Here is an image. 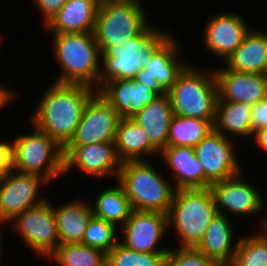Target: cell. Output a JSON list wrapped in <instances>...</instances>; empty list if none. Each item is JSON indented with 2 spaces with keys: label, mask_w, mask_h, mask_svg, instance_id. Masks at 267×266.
<instances>
[{
  "label": "cell",
  "mask_w": 267,
  "mask_h": 266,
  "mask_svg": "<svg viewBox=\"0 0 267 266\" xmlns=\"http://www.w3.org/2000/svg\"><path fill=\"white\" fill-rule=\"evenodd\" d=\"M33 114V125L64 148L72 138L88 99L97 91L83 84H49Z\"/></svg>",
  "instance_id": "1"
},
{
  "label": "cell",
  "mask_w": 267,
  "mask_h": 266,
  "mask_svg": "<svg viewBox=\"0 0 267 266\" xmlns=\"http://www.w3.org/2000/svg\"><path fill=\"white\" fill-rule=\"evenodd\" d=\"M60 75L53 82L83 84L99 90L101 51L94 33L51 34ZM62 72V73H61Z\"/></svg>",
  "instance_id": "2"
},
{
  "label": "cell",
  "mask_w": 267,
  "mask_h": 266,
  "mask_svg": "<svg viewBox=\"0 0 267 266\" xmlns=\"http://www.w3.org/2000/svg\"><path fill=\"white\" fill-rule=\"evenodd\" d=\"M218 211L210 188L177 189L167 213L178 247L196 248Z\"/></svg>",
  "instance_id": "3"
},
{
  "label": "cell",
  "mask_w": 267,
  "mask_h": 266,
  "mask_svg": "<svg viewBox=\"0 0 267 266\" xmlns=\"http://www.w3.org/2000/svg\"><path fill=\"white\" fill-rule=\"evenodd\" d=\"M151 161L121 163L117 182L123 187L133 210L167 214L175 189L170 185L171 179L163 177Z\"/></svg>",
  "instance_id": "4"
},
{
  "label": "cell",
  "mask_w": 267,
  "mask_h": 266,
  "mask_svg": "<svg viewBox=\"0 0 267 266\" xmlns=\"http://www.w3.org/2000/svg\"><path fill=\"white\" fill-rule=\"evenodd\" d=\"M166 94L173 114L215 120L218 88L214 68L202 70L190 63Z\"/></svg>",
  "instance_id": "5"
},
{
  "label": "cell",
  "mask_w": 267,
  "mask_h": 266,
  "mask_svg": "<svg viewBox=\"0 0 267 266\" xmlns=\"http://www.w3.org/2000/svg\"><path fill=\"white\" fill-rule=\"evenodd\" d=\"M145 11L141 0H101L93 32L101 53L141 34L150 25Z\"/></svg>",
  "instance_id": "6"
},
{
  "label": "cell",
  "mask_w": 267,
  "mask_h": 266,
  "mask_svg": "<svg viewBox=\"0 0 267 266\" xmlns=\"http://www.w3.org/2000/svg\"><path fill=\"white\" fill-rule=\"evenodd\" d=\"M33 132L17 134L13 142V170L35 174L49 184L64 176V155L52 138L32 125Z\"/></svg>",
  "instance_id": "7"
},
{
  "label": "cell",
  "mask_w": 267,
  "mask_h": 266,
  "mask_svg": "<svg viewBox=\"0 0 267 266\" xmlns=\"http://www.w3.org/2000/svg\"><path fill=\"white\" fill-rule=\"evenodd\" d=\"M170 33L150 24L141 34L121 46H108L101 53L99 89L110 80L135 78L142 69L141 54H151Z\"/></svg>",
  "instance_id": "8"
},
{
  "label": "cell",
  "mask_w": 267,
  "mask_h": 266,
  "mask_svg": "<svg viewBox=\"0 0 267 266\" xmlns=\"http://www.w3.org/2000/svg\"><path fill=\"white\" fill-rule=\"evenodd\" d=\"M172 33L151 54H141L142 69L135 76L136 80L158 96L167 93L189 65L188 60L180 57L181 45Z\"/></svg>",
  "instance_id": "9"
},
{
  "label": "cell",
  "mask_w": 267,
  "mask_h": 266,
  "mask_svg": "<svg viewBox=\"0 0 267 266\" xmlns=\"http://www.w3.org/2000/svg\"><path fill=\"white\" fill-rule=\"evenodd\" d=\"M47 197L41 204L19 213L9 223L18 237L46 260L60 245L53 204Z\"/></svg>",
  "instance_id": "10"
},
{
  "label": "cell",
  "mask_w": 267,
  "mask_h": 266,
  "mask_svg": "<svg viewBox=\"0 0 267 266\" xmlns=\"http://www.w3.org/2000/svg\"><path fill=\"white\" fill-rule=\"evenodd\" d=\"M243 174L244 172L210 185L209 188L212 192L217 211L227 217L231 216V214L232 216L242 217L259 216L258 219L260 221L257 223L255 230L263 229L266 212L262 210L267 209V202L264 201L263 197L265 195L261 194L259 188H256L253 183L246 182L245 178L242 177Z\"/></svg>",
  "instance_id": "11"
},
{
  "label": "cell",
  "mask_w": 267,
  "mask_h": 266,
  "mask_svg": "<svg viewBox=\"0 0 267 266\" xmlns=\"http://www.w3.org/2000/svg\"><path fill=\"white\" fill-rule=\"evenodd\" d=\"M233 143V139L213 130L193 147L204 170V188L243 172Z\"/></svg>",
  "instance_id": "12"
},
{
  "label": "cell",
  "mask_w": 267,
  "mask_h": 266,
  "mask_svg": "<svg viewBox=\"0 0 267 266\" xmlns=\"http://www.w3.org/2000/svg\"><path fill=\"white\" fill-rule=\"evenodd\" d=\"M48 184L41 176L14 170L0 178V228H4V224L19 213L46 200L47 197L41 196L38 192L41 187L49 186Z\"/></svg>",
  "instance_id": "13"
},
{
  "label": "cell",
  "mask_w": 267,
  "mask_h": 266,
  "mask_svg": "<svg viewBox=\"0 0 267 266\" xmlns=\"http://www.w3.org/2000/svg\"><path fill=\"white\" fill-rule=\"evenodd\" d=\"M120 118L112 105L96 91L88 99L81 120L66 146L115 143Z\"/></svg>",
  "instance_id": "14"
},
{
  "label": "cell",
  "mask_w": 267,
  "mask_h": 266,
  "mask_svg": "<svg viewBox=\"0 0 267 266\" xmlns=\"http://www.w3.org/2000/svg\"><path fill=\"white\" fill-rule=\"evenodd\" d=\"M120 229L119 242L128 249L141 253H168L170 249L159 248L168 234L167 214L133 210Z\"/></svg>",
  "instance_id": "15"
},
{
  "label": "cell",
  "mask_w": 267,
  "mask_h": 266,
  "mask_svg": "<svg viewBox=\"0 0 267 266\" xmlns=\"http://www.w3.org/2000/svg\"><path fill=\"white\" fill-rule=\"evenodd\" d=\"M64 176L72 169H78L86 176L99 178H114L117 180L120 172L119 161L114 143H96L80 146H65Z\"/></svg>",
  "instance_id": "16"
},
{
  "label": "cell",
  "mask_w": 267,
  "mask_h": 266,
  "mask_svg": "<svg viewBox=\"0 0 267 266\" xmlns=\"http://www.w3.org/2000/svg\"><path fill=\"white\" fill-rule=\"evenodd\" d=\"M211 17L204 26L202 42L207 52L224 61L240 46L251 26L236 12Z\"/></svg>",
  "instance_id": "17"
},
{
  "label": "cell",
  "mask_w": 267,
  "mask_h": 266,
  "mask_svg": "<svg viewBox=\"0 0 267 266\" xmlns=\"http://www.w3.org/2000/svg\"><path fill=\"white\" fill-rule=\"evenodd\" d=\"M223 66L214 69L218 100L255 105L266 97L267 74L240 73Z\"/></svg>",
  "instance_id": "18"
},
{
  "label": "cell",
  "mask_w": 267,
  "mask_h": 266,
  "mask_svg": "<svg viewBox=\"0 0 267 266\" xmlns=\"http://www.w3.org/2000/svg\"><path fill=\"white\" fill-rule=\"evenodd\" d=\"M98 92L121 118L132 117L158 97L149 87L135 78L107 81Z\"/></svg>",
  "instance_id": "19"
},
{
  "label": "cell",
  "mask_w": 267,
  "mask_h": 266,
  "mask_svg": "<svg viewBox=\"0 0 267 266\" xmlns=\"http://www.w3.org/2000/svg\"><path fill=\"white\" fill-rule=\"evenodd\" d=\"M101 0H67L44 26L50 34L93 33Z\"/></svg>",
  "instance_id": "20"
},
{
  "label": "cell",
  "mask_w": 267,
  "mask_h": 266,
  "mask_svg": "<svg viewBox=\"0 0 267 266\" xmlns=\"http://www.w3.org/2000/svg\"><path fill=\"white\" fill-rule=\"evenodd\" d=\"M165 166L172 173L173 187L177 189L204 188V170L191 146H167L159 152Z\"/></svg>",
  "instance_id": "21"
},
{
  "label": "cell",
  "mask_w": 267,
  "mask_h": 266,
  "mask_svg": "<svg viewBox=\"0 0 267 266\" xmlns=\"http://www.w3.org/2000/svg\"><path fill=\"white\" fill-rule=\"evenodd\" d=\"M230 221V217L217 213L196 247L204 256L217 261L220 265L231 264L239 243L240 237L234 239L233 233L237 231Z\"/></svg>",
  "instance_id": "22"
},
{
  "label": "cell",
  "mask_w": 267,
  "mask_h": 266,
  "mask_svg": "<svg viewBox=\"0 0 267 266\" xmlns=\"http://www.w3.org/2000/svg\"><path fill=\"white\" fill-rule=\"evenodd\" d=\"M256 29L251 28L240 46L224 61L229 70L267 74V31Z\"/></svg>",
  "instance_id": "23"
},
{
  "label": "cell",
  "mask_w": 267,
  "mask_h": 266,
  "mask_svg": "<svg viewBox=\"0 0 267 266\" xmlns=\"http://www.w3.org/2000/svg\"><path fill=\"white\" fill-rule=\"evenodd\" d=\"M114 144L121 163L148 160L152 156H159L160 152L150 142L145 130L131 117L120 118Z\"/></svg>",
  "instance_id": "24"
},
{
  "label": "cell",
  "mask_w": 267,
  "mask_h": 266,
  "mask_svg": "<svg viewBox=\"0 0 267 266\" xmlns=\"http://www.w3.org/2000/svg\"><path fill=\"white\" fill-rule=\"evenodd\" d=\"M83 197L54 206L57 231L61 243H81L92 214L91 204Z\"/></svg>",
  "instance_id": "25"
},
{
  "label": "cell",
  "mask_w": 267,
  "mask_h": 266,
  "mask_svg": "<svg viewBox=\"0 0 267 266\" xmlns=\"http://www.w3.org/2000/svg\"><path fill=\"white\" fill-rule=\"evenodd\" d=\"M173 112L168 95L158 96L131 118L147 133L150 142L159 150L167 147L168 130Z\"/></svg>",
  "instance_id": "26"
},
{
  "label": "cell",
  "mask_w": 267,
  "mask_h": 266,
  "mask_svg": "<svg viewBox=\"0 0 267 266\" xmlns=\"http://www.w3.org/2000/svg\"><path fill=\"white\" fill-rule=\"evenodd\" d=\"M252 108L253 105L248 102L217 100L214 130L227 138H232L231 135L241 139L250 138Z\"/></svg>",
  "instance_id": "27"
},
{
  "label": "cell",
  "mask_w": 267,
  "mask_h": 266,
  "mask_svg": "<svg viewBox=\"0 0 267 266\" xmlns=\"http://www.w3.org/2000/svg\"><path fill=\"white\" fill-rule=\"evenodd\" d=\"M115 183V186L98 192L95 204L91 203V208L93 216L121 228L129 219L133 209L123 187L117 180Z\"/></svg>",
  "instance_id": "28"
},
{
  "label": "cell",
  "mask_w": 267,
  "mask_h": 266,
  "mask_svg": "<svg viewBox=\"0 0 267 266\" xmlns=\"http://www.w3.org/2000/svg\"><path fill=\"white\" fill-rule=\"evenodd\" d=\"M214 121L173 114L168 130L167 146L195 147L214 130Z\"/></svg>",
  "instance_id": "29"
},
{
  "label": "cell",
  "mask_w": 267,
  "mask_h": 266,
  "mask_svg": "<svg viewBox=\"0 0 267 266\" xmlns=\"http://www.w3.org/2000/svg\"><path fill=\"white\" fill-rule=\"evenodd\" d=\"M46 260L58 266H106V253L82 243H61Z\"/></svg>",
  "instance_id": "30"
},
{
  "label": "cell",
  "mask_w": 267,
  "mask_h": 266,
  "mask_svg": "<svg viewBox=\"0 0 267 266\" xmlns=\"http://www.w3.org/2000/svg\"><path fill=\"white\" fill-rule=\"evenodd\" d=\"M229 266H267L266 231L257 229V231L240 235L237 249Z\"/></svg>",
  "instance_id": "31"
},
{
  "label": "cell",
  "mask_w": 267,
  "mask_h": 266,
  "mask_svg": "<svg viewBox=\"0 0 267 266\" xmlns=\"http://www.w3.org/2000/svg\"><path fill=\"white\" fill-rule=\"evenodd\" d=\"M119 230L113 223L92 215L81 243L107 254L119 243Z\"/></svg>",
  "instance_id": "32"
},
{
  "label": "cell",
  "mask_w": 267,
  "mask_h": 266,
  "mask_svg": "<svg viewBox=\"0 0 267 266\" xmlns=\"http://www.w3.org/2000/svg\"><path fill=\"white\" fill-rule=\"evenodd\" d=\"M167 253H141L120 242L106 254V266H166Z\"/></svg>",
  "instance_id": "33"
},
{
  "label": "cell",
  "mask_w": 267,
  "mask_h": 266,
  "mask_svg": "<svg viewBox=\"0 0 267 266\" xmlns=\"http://www.w3.org/2000/svg\"><path fill=\"white\" fill-rule=\"evenodd\" d=\"M166 266H221L217 261L207 258L197 248L173 246L167 253Z\"/></svg>",
  "instance_id": "34"
},
{
  "label": "cell",
  "mask_w": 267,
  "mask_h": 266,
  "mask_svg": "<svg viewBox=\"0 0 267 266\" xmlns=\"http://www.w3.org/2000/svg\"><path fill=\"white\" fill-rule=\"evenodd\" d=\"M67 0H33V6L36 5L45 25L60 9L65 5Z\"/></svg>",
  "instance_id": "35"
},
{
  "label": "cell",
  "mask_w": 267,
  "mask_h": 266,
  "mask_svg": "<svg viewBox=\"0 0 267 266\" xmlns=\"http://www.w3.org/2000/svg\"><path fill=\"white\" fill-rule=\"evenodd\" d=\"M267 127V95L266 97L253 105L251 112L252 137L257 130Z\"/></svg>",
  "instance_id": "36"
},
{
  "label": "cell",
  "mask_w": 267,
  "mask_h": 266,
  "mask_svg": "<svg viewBox=\"0 0 267 266\" xmlns=\"http://www.w3.org/2000/svg\"><path fill=\"white\" fill-rule=\"evenodd\" d=\"M13 170V142L0 141V178Z\"/></svg>",
  "instance_id": "37"
},
{
  "label": "cell",
  "mask_w": 267,
  "mask_h": 266,
  "mask_svg": "<svg viewBox=\"0 0 267 266\" xmlns=\"http://www.w3.org/2000/svg\"><path fill=\"white\" fill-rule=\"evenodd\" d=\"M6 85L0 84V110L5 106H8L13 101L17 100L18 93L16 91L11 90V88H7Z\"/></svg>",
  "instance_id": "38"
},
{
  "label": "cell",
  "mask_w": 267,
  "mask_h": 266,
  "mask_svg": "<svg viewBox=\"0 0 267 266\" xmlns=\"http://www.w3.org/2000/svg\"><path fill=\"white\" fill-rule=\"evenodd\" d=\"M255 142L257 147L267 152V127L261 128L254 132Z\"/></svg>",
  "instance_id": "39"
},
{
  "label": "cell",
  "mask_w": 267,
  "mask_h": 266,
  "mask_svg": "<svg viewBox=\"0 0 267 266\" xmlns=\"http://www.w3.org/2000/svg\"><path fill=\"white\" fill-rule=\"evenodd\" d=\"M1 230H3V229L0 228V258L3 257L1 253L3 252V251H2V250H3V247H2V246H3V245H2V244H3V240H2V238H4V237H2L3 234H2V232H1ZM0 262H1V259H0ZM0 265H1V264H0Z\"/></svg>",
  "instance_id": "40"
},
{
  "label": "cell",
  "mask_w": 267,
  "mask_h": 266,
  "mask_svg": "<svg viewBox=\"0 0 267 266\" xmlns=\"http://www.w3.org/2000/svg\"><path fill=\"white\" fill-rule=\"evenodd\" d=\"M266 213H267V211H266ZM263 229H264V230L266 231V233H267V214H266V220H265Z\"/></svg>",
  "instance_id": "41"
}]
</instances>
